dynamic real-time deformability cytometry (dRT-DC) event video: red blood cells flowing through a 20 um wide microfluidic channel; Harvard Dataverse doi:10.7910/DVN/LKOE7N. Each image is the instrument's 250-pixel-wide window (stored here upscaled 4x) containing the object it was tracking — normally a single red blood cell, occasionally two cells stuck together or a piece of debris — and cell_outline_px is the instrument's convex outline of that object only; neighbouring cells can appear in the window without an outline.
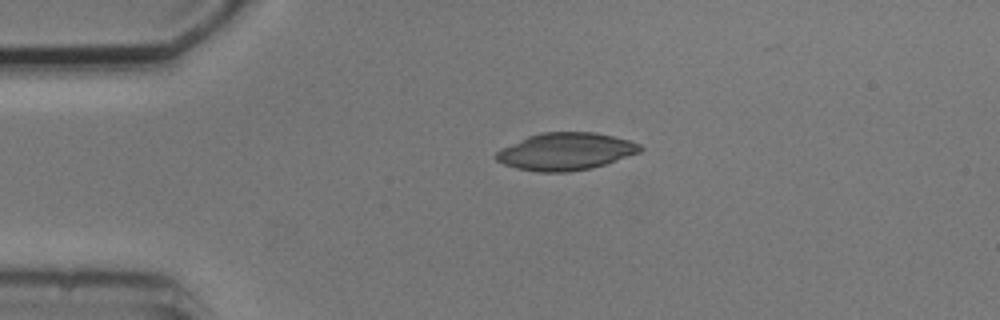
{"species": "common noctule bat (a hibernating species)", "species_latin": "Nyctalus noctula", "temperature_condition": "cold", "stored_images_in_passage": 2, "camera_frame_rate_fps": 3000, "um_per_image_px": 0.085, "animal": {"sex": "male", "body_mass_g": 20.5, "forearm_length_mm": 52.5}, "frame": {"image": 1, "passage_image": 1, "time_ms": 0.0, "image_size_px": [1000, 320], "cell_outline_px": [[644, 148], [640, 152], [592, 168], [568, 172], [540, 172], [516, 168], [504, 164], [496, 160], [496, 152], [500, 148], [528, 136], [544, 132], [596, 132], [628, 140], [640, 144]], "centroid_in_image_um": [48.07, 12.87], "position_along_channel_um": 36.9, "area_um2": 31.21}}